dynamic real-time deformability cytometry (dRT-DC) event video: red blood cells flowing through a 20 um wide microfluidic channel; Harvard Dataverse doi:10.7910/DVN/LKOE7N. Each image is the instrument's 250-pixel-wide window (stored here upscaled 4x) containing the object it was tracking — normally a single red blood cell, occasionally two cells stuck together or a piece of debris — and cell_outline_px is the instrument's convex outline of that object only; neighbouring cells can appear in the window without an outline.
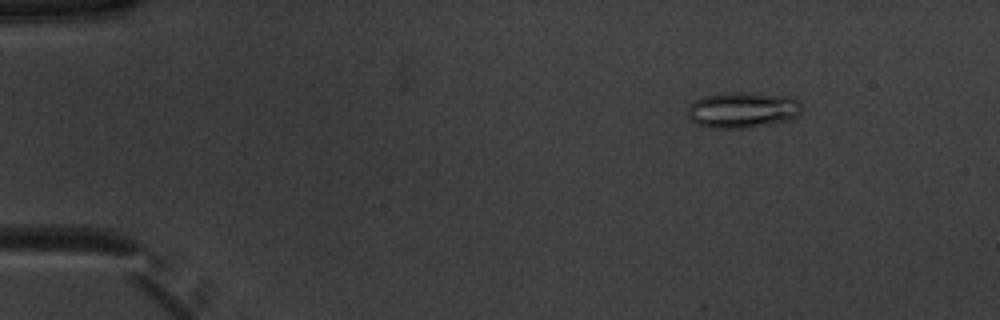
{"species": "common noctule bat (a hibernating species)", "species_latin": "Nyctalus noctula", "temperature_condition": "warm", "stored_images_in_passage": 43, "camera_frame_rate_fps": 3000, "um_per_image_px": 0.085, "animal": {"sex": "male", "body_mass_g": 20.1, "forearm_length_mm": 53.5}, "frame": {"image": 1, "passage_image": 4, "time_ms": 1.0, "image_size_px": [1000, 320], "cell_outline_px": [[804, 108], [796, 116], [788, 120], [768, 124], [740, 128], [712, 128], [696, 124], [688, 120], [688, 104], [704, 96], [724, 92], [744, 92], [800, 100]], "centroid_in_image_um": [63.05, 9.35], "position_along_channel_um": 22.0, "area_um2": 23.64}}
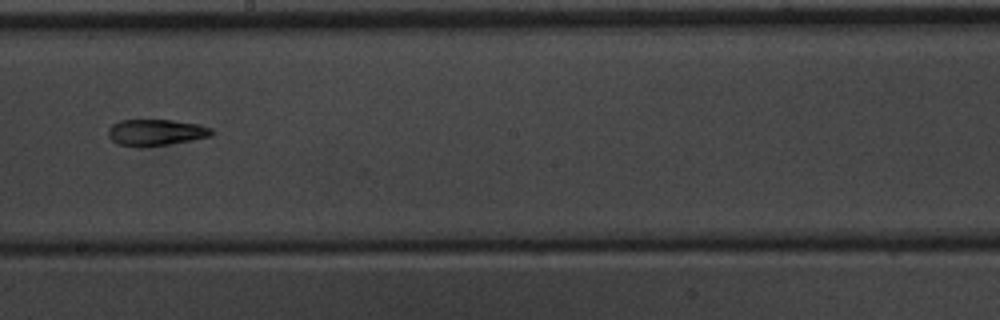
{"frame": {"image": 2, "passage_image": 27, "time_ms": 8.667, "image_size_px": [1000, 320], "cell_outline_px": [[216, 132], [212, 136], [192, 140], [168, 144], [140, 148], [120, 144], [112, 140], [108, 136], [108, 128], [112, 124], [120, 120], [172, 120], [200, 124], [212, 128]], "centroid_in_image_um": [13.28, 11.26], "position_along_channel_um": 234.9, "area_um2": 16.13}}
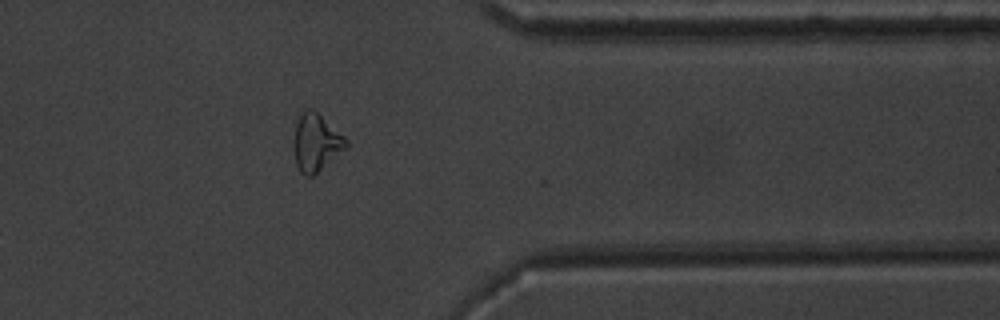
{"frame": {"image": 3, "passage_image": 39, "time_ms": 12.667, "image_size_px": [1000, 320], "cell_outline_px": [[348, 144], [344, 148], [312, 176], [304, 176], [300, 172], [296, 164], [292, 148], [296, 124], [300, 116], [308, 108], [312, 108], [344, 136], [348, 140]], "centroid_in_image_um": [26.82, 12.12], "position_along_channel_um": 384.6, "area_um2": 17.05}, "authors_computed_cell_mechanics": {"area_um2": 16.7042, "velocity_mm_per_s": 3.9672, "shape_relaxation_time_tau1_ms": null, "shape_relaxation_time_tau2_ms": 3.9068, "deformation_change_tau1": null, "deformation_change_tau2": 0.1323}}